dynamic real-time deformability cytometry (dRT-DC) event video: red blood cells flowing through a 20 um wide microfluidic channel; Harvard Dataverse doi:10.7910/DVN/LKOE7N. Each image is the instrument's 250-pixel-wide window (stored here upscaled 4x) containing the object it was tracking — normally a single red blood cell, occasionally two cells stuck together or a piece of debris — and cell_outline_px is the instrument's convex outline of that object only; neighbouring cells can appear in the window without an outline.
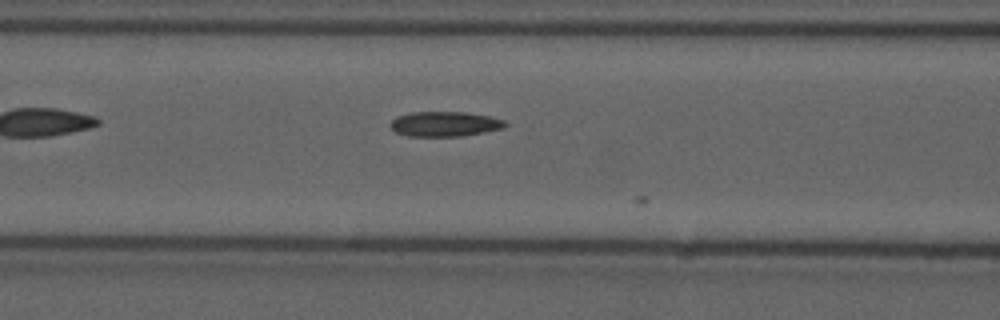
{"species": "common noctule bat (a hibernating species)", "species_latin": "Nyctalus noctula", "temperature_condition": "cold", "stored_images_in_passage": 12, "camera_frame_rate_fps": 3000, "um_per_image_px": 0.085, "animal": {"sex": "male", "forearm_length_mm": 52.5}, "frame": {"image": 1, "passage_image": 8, "time_ms": 2.333, "image_size_px": [1000, 320], "cell_outline_px": [[508, 124], [504, 128], [460, 136], [408, 136], [396, 132], [388, 124], [396, 116], [412, 112], [464, 112], [492, 116], [504, 120]], "centroid_in_image_um": [37.8, 10.53], "position_along_channel_um": 128.8, "area_um2": 16.7}}